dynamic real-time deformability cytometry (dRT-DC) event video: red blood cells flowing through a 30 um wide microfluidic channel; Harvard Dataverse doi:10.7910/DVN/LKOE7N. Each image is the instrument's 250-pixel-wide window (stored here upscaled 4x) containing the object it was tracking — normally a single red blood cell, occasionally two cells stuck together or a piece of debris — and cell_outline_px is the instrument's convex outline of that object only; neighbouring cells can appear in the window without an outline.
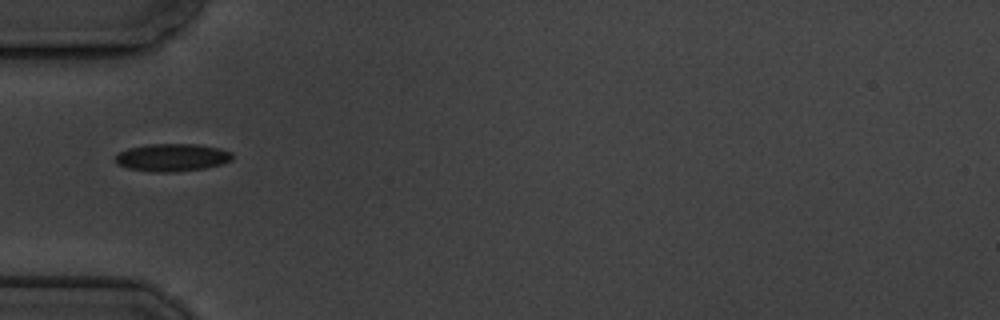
{"species": "common noctule bat (a hibernating species)", "species_latin": "Nyctalus noctula", "temperature_condition": "cold", "stored_images_in_passage": 1, "camera_frame_rate_fps": 3000, "um_per_image_px": 0.085, "animal": {"sex": "male", "body_mass_g": 19.5, "forearm_length_mm": 54.6}, "frame": {"image": 1, "passage_image": 1, "time_ms": 0.0, "image_size_px": [1000, 320], "cell_outline_px": [[232, 160], [224, 164], [204, 168], [176, 172], [156, 172], [128, 168], [116, 164], [116, 156], [120, 152], [128, 148], [148, 144], [196, 144], [220, 148], [232, 152]], "centroid_in_image_um": [14.66, 13.38], "position_along_channel_um": 70.3, "area_um2": 18.9}}